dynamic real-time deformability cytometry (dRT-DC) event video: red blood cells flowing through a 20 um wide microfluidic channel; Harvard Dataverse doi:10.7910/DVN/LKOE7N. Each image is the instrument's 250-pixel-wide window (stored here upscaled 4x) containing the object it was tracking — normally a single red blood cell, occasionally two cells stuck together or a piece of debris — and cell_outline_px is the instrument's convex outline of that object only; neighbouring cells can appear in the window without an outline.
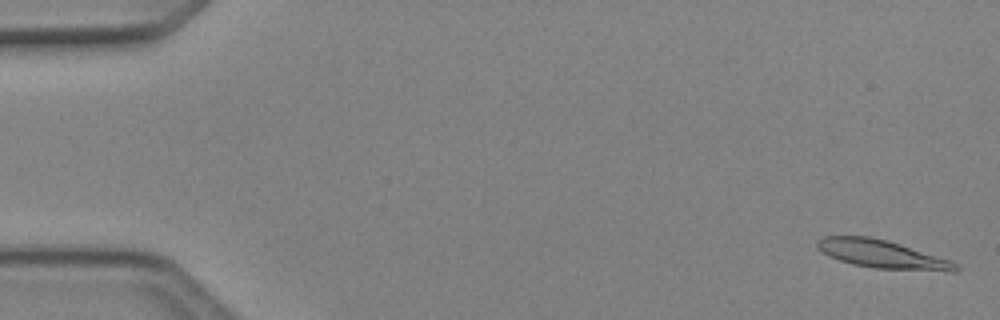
{"species": "Egyptian fruit bat (a non-hibernating species)", "species_latin": "Rousettus aegyptiacus", "temperature_condition": "cold", "stored_images_in_passage": 50, "camera_frame_rate_fps": 3000, "um_per_image_px": 0.085, "animal": {"sex": "female"}, "frame": {"image": 1, "passage_image": 2, "time_ms": 0.333, "image_size_px": [1000, 320], "cell_outline_px": [[960, 268], [956, 272], [948, 272], [876, 268], [852, 264], [828, 256], [816, 244], [824, 236], [868, 236], [888, 240], [948, 260], [956, 264]], "centroid_in_image_um": [75.0, 21.62], "position_along_channel_um": 10.0, "area_um2": 22.37}}
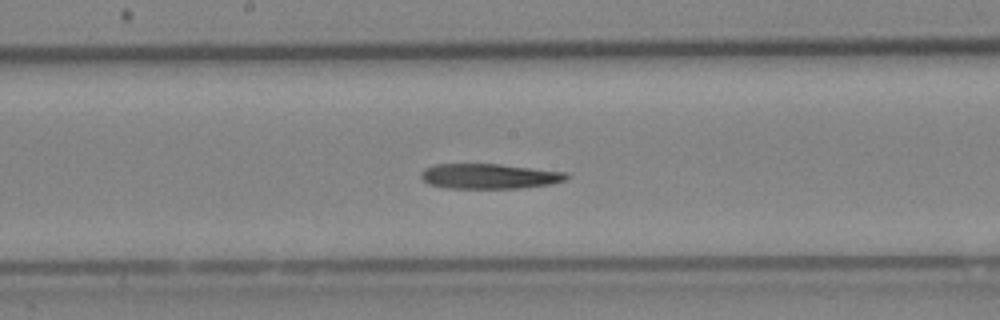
{"frame": {"image": 2, "passage_image": 27, "time_ms": 8.667, "image_size_px": [1000, 320], "cell_outline_px": [[568, 176], [564, 180], [552, 184], [520, 188], [448, 188], [428, 184], [420, 176], [420, 172], [424, 168], [436, 164], [500, 164], [568, 172]], "centroid_in_image_um": [41.58, 14.97], "position_along_channel_um": 206.6, "area_um2": 21.33}}
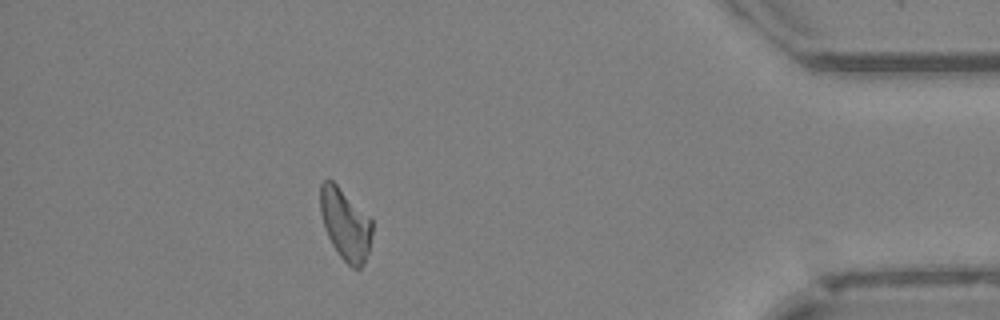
{"frame": {"image": 3, "passage_image": 45, "time_ms": 14.667, "image_size_px": [1000, 320], "cell_outline_px": [[372, 236], [368, 252], [364, 264], [360, 268], [352, 268], [340, 256], [332, 244], [324, 228], [320, 212], [320, 184], [324, 180], [332, 180], [372, 220]], "centroid_in_image_um": [29.35, 19.07], "position_along_channel_um": 405.9, "area_um2": 21.39}}